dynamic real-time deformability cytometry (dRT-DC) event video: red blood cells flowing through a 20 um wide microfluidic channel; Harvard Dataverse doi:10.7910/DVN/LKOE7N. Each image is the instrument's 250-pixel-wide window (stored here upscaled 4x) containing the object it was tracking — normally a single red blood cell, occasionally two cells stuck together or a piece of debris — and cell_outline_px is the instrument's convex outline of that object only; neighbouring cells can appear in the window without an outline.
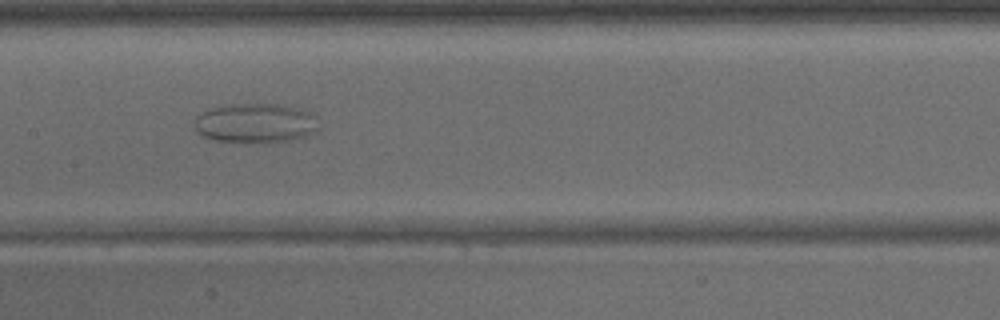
{"species": "common noctule bat (a hibernating species)", "species_latin": "Nyctalus noctula", "temperature_condition": "warm", "stored_images_in_passage": 40, "camera_frame_rate_fps": 3000, "um_per_image_px": 0.085, "animal": {"sex": "male", "body_mass_g": 15.6}, "frame": {"image": 1, "passage_image": 18, "time_ms": 5.667, "image_size_px": [1000, 320], "cell_outline_px": [[316, 132], [292, 140], [264, 144], [248, 144], [216, 140], [204, 136], [196, 132], [196, 116], [200, 112], [208, 108], [220, 104], [280, 104], [300, 108], [308, 112], [312, 116], [316, 128]], "centroid_in_image_um": [21.64, 10.48], "position_along_channel_um": 185.8, "area_um2": 29.07}}
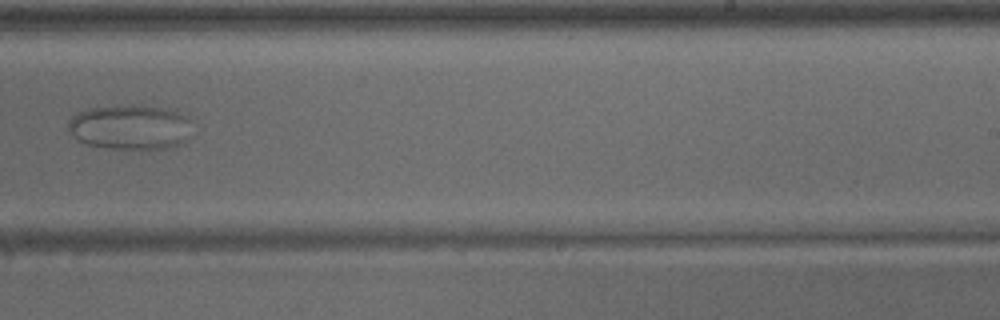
{"frame": {"image": 2, "passage_image": 24, "time_ms": 7.667, "image_size_px": [1000, 320], "cell_outline_px": [[188, 120], [184, 144], [168, 148], [104, 148], [88, 144], [76, 140], [68, 132], [68, 120], [76, 112], [92, 108], [124, 104], [132, 104], [176, 108], [188, 116]], "centroid_in_image_um": [11.02, 10.77], "position_along_channel_um": 278.0, "area_um2": 32.83}}
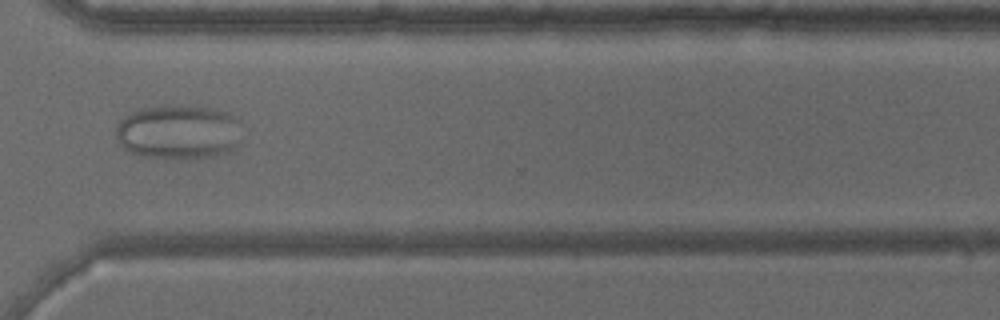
{"frame": {"image": 3, "passage_image": 29, "time_ms": 9.333, "image_size_px": [1000, 320], "cell_outline_px": [[236, 148], [228, 152], [216, 156], [196, 160], [180, 160], [140, 156], [128, 152], [120, 144], [116, 136], [116, 128], [120, 120], [124, 116], [140, 108], [168, 104], [196, 104], [228, 112], [236, 120]], "centroid_in_image_um": [15.1, 11.22], "position_along_channel_um": 355.5, "area_um2": 40.86}}